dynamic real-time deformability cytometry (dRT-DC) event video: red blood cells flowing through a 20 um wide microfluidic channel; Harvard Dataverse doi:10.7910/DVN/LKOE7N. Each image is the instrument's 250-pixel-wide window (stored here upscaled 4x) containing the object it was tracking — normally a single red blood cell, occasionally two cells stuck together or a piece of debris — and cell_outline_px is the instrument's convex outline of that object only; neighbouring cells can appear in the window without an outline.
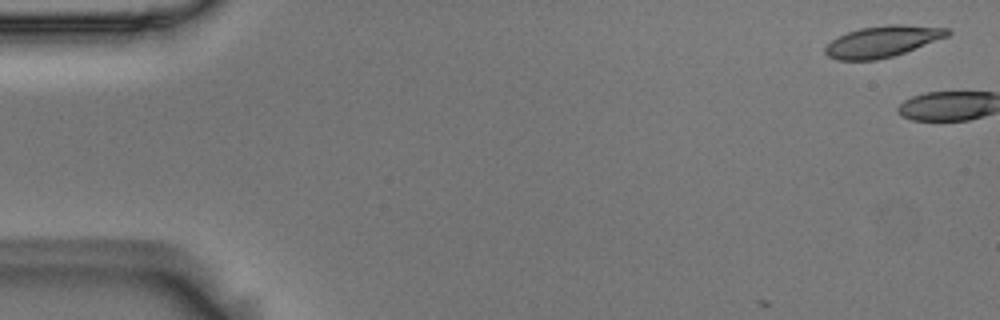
{"species": "Egyptian fruit bat (a non-hibernating species)", "species_latin": "Rousettus aegyptiacus", "temperature_condition": "room temperature", "stored_images_in_passage": 3, "camera_frame_rate_fps": 3000, "um_per_image_px": 0.085, "animal": {"sex": "male"}, "frame": {"image": 1, "passage_image": 1, "time_ms": 0.0, "image_size_px": [1000, 320], "cell_outline_px": [[952, 32], [948, 36], [904, 52], [892, 56], [876, 60], [836, 60], [828, 56], [824, 52], [824, 48], [832, 40], [848, 32], [860, 28], [888, 24], [904, 24], [948, 28]], "centroid_in_image_um": [75.01, 3.52], "position_along_channel_um": 10.0, "area_um2": 22.14}}